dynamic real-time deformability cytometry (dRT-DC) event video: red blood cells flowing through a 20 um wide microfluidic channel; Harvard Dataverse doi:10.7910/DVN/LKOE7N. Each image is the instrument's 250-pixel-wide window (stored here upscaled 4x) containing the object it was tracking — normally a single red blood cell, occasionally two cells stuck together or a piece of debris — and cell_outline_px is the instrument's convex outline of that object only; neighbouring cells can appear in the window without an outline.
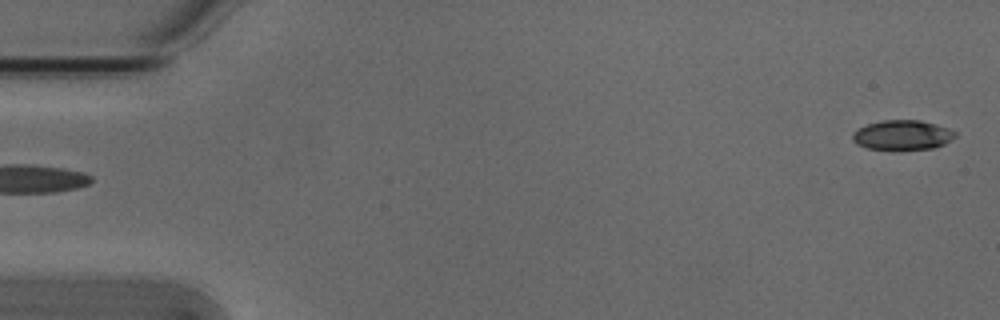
{"species": "Egyptian fruit bat (a non-hibernating species)", "species_latin": "Rousettus aegyptiacus", "temperature_condition": "cold", "stored_images_in_passage": 4, "segment_of_instrument_passage": [2, 2], "camera_frame_rate_fps": 3000, "um_per_image_px": 0.085, "animal": {"sex": "male"}, "frame": {"image": 1, "passage_image": 4, "time_ms": 1.0, "image_size_px": [1000, 320], "cell_outline_px": [[956, 136], [944, 144], [932, 148], [868, 148], [856, 144], [852, 140], [852, 132], [868, 124], [884, 120], [920, 120], [936, 124], [948, 128], [956, 132]], "centroid_in_image_um": [76.7, 11.45], "position_along_channel_um": 8.3, "area_um2": 17.34}}